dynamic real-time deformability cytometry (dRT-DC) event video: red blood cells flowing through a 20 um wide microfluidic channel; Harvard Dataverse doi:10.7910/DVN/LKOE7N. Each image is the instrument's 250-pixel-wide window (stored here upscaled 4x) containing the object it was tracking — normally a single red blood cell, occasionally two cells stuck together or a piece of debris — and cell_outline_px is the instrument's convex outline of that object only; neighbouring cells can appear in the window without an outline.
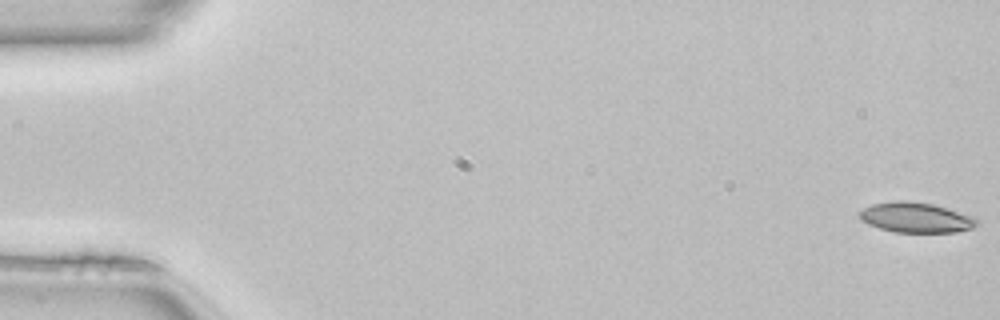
{"species": "common noctule bat (a hibernating species)", "species_latin": "Nyctalus noctula", "temperature_condition": "room temperature", "stored_images_in_passage": 51, "camera_frame_rate_fps": 3000, "um_per_image_px": 0.085, "animal": {"sex": "female", "body_mass_g": 22.7, "forearm_length_mm": 54.2}, "frame": {"image": 1, "passage_image": 1, "time_ms": 0.0, "image_size_px": [1000, 320], "cell_outline_px": [[980, 224], [972, 228], [956, 232], [892, 232], [868, 224], [860, 220], [860, 212], [864, 208], [872, 204], [896, 200], [908, 200], [932, 204], [972, 216]], "centroid_in_image_um": [77.83, 18.49], "position_along_channel_um": 7.2, "area_um2": 20.52}}
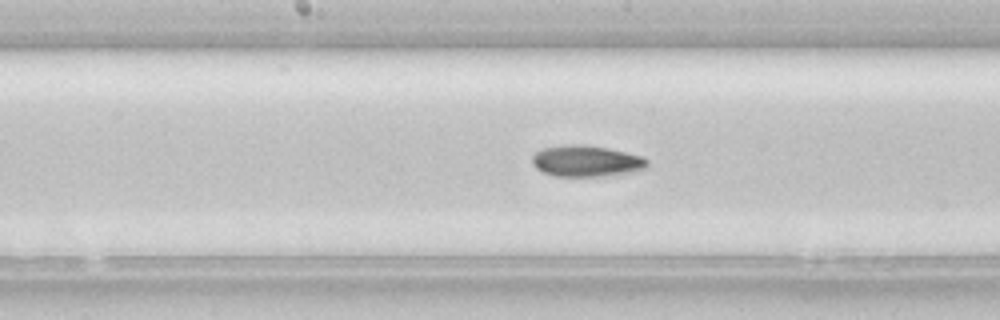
{"frame": {"image": 2, "passage_image": 26, "time_ms": 8.333, "image_size_px": [1000, 320], "cell_outline_px": [[648, 164], [644, 168], [628, 172], [596, 176], [552, 176], [536, 168], [532, 164], [532, 156], [540, 148], [560, 144], [580, 144], [608, 148], [644, 156], [648, 160]], "centroid_in_image_um": [49.78, 13.66], "position_along_channel_um": 198.4, "area_um2": 20.98}}
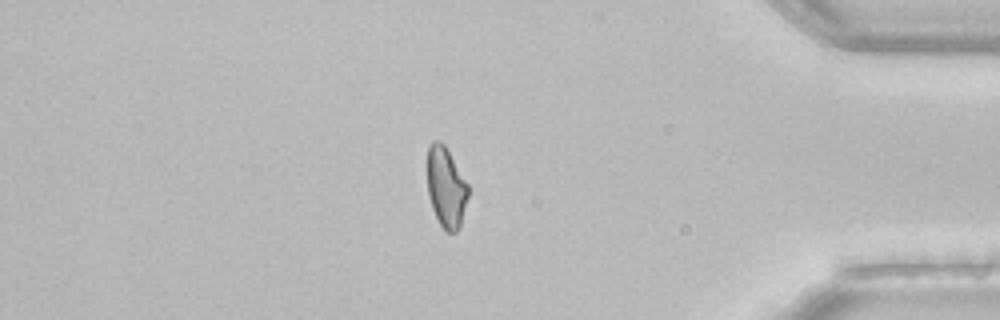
{"frame": {"image": 3, "passage_image": 43, "time_ms": 14.0, "image_size_px": [1000, 320], "cell_outline_px": [[468, 196], [460, 228], [456, 232], [448, 232], [440, 224], [432, 208], [428, 196], [428, 144], [432, 140], [440, 140], [444, 144], [468, 184]], "centroid_in_image_um": [37.91, 15.91], "position_along_channel_um": 397.3, "area_um2": 19.07}, "authors_computed_cell_mechanics": {"area_um2": 20.4612, "velocity_mm_per_s": 4.1177, "shape_relaxation_time_tau1_ms": null, "shape_relaxation_time_tau2_ms": 5.3496, "deformation_change_tau1": null, "deformation_change_tau2": 0.1193}}